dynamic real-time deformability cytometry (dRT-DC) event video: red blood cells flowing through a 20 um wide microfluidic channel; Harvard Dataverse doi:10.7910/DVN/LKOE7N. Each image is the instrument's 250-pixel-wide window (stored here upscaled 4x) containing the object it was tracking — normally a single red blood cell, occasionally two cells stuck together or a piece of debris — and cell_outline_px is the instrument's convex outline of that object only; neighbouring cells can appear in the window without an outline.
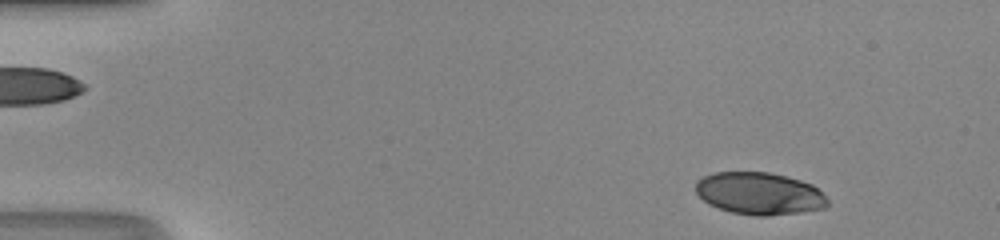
{"species": "human", "species_latin": "Homo sapiens", "temperature_condition": "room temperature", "stored_images_in_passage": 45, "camera_frame_rate_fps": 3000, "um_per_image_px": 0.085, "donor": {"sex": "male"}, "frame": {"image": 1, "passage_image": 2, "time_ms": 0.333, "image_size_px": [1000, 240], "cell_outline_px": [[828, 204], [824, 208], [800, 212], [768, 216], [756, 216], [732, 212], [708, 204], [696, 192], [696, 180], [712, 172], [768, 172], [800, 180], [812, 184], [828, 200]], "centroid_in_image_um": [64.52, 16.44], "position_along_channel_um": 20.5, "area_um2": 32.31}}
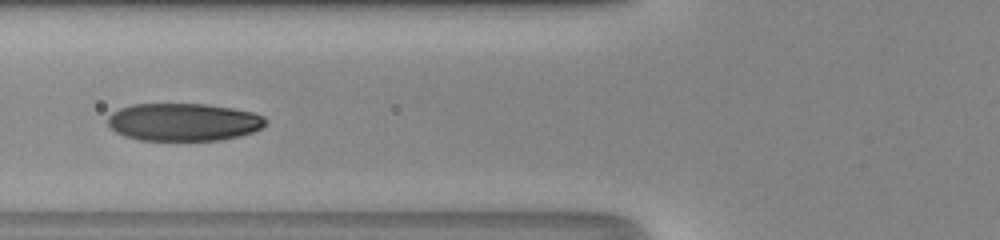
{"frame": {"image": 2, "passage_image": 16, "time_ms": 5.0, "image_size_px": [1000, 240], "cell_outline_px": [[268, 120], [260, 128], [252, 132], [240, 136], [220, 140], [140, 140], [124, 136], [108, 128], [108, 116], [112, 112], [120, 108], [132, 104], [204, 104], [232, 108], [252, 112], [264, 116]], "centroid_in_image_um": [15.57, 10.37], "position_along_channel_um": 110.2, "area_um2": 34.8}}
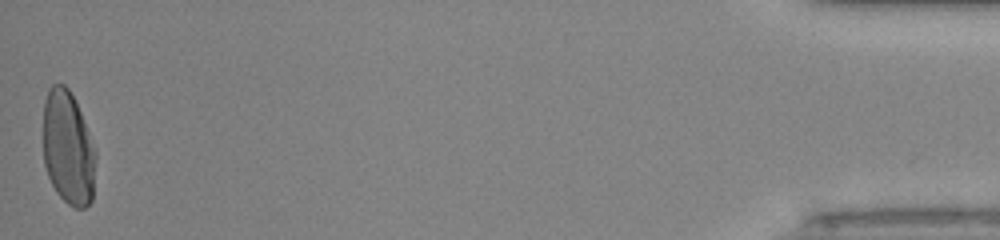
{"frame": {"image": 3, "passage_image": 45, "time_ms": 14.667, "image_size_px": [1000, 240], "cell_outline_px": [[96, 160], [92, 200], [84, 208], [76, 208], [68, 204], [56, 192], [48, 176], [44, 164], [44, 100], [48, 88], [52, 84], [64, 84], [68, 88], [80, 112], [96, 152]], "centroid_in_image_um": [5.78, 12.6], "position_along_channel_um": 429.4, "area_um2": 34.74}, "authors_computed_cell_mechanics": {"area_um2": 34.5066, "velocity_mm_per_s": 4.2748, "shape_relaxation_time_tau1_ms": 3.4563, "shape_relaxation_time_tau2_ms": null, "deformation_change_tau1": 0.1753, "deformation_change_tau2": null}}